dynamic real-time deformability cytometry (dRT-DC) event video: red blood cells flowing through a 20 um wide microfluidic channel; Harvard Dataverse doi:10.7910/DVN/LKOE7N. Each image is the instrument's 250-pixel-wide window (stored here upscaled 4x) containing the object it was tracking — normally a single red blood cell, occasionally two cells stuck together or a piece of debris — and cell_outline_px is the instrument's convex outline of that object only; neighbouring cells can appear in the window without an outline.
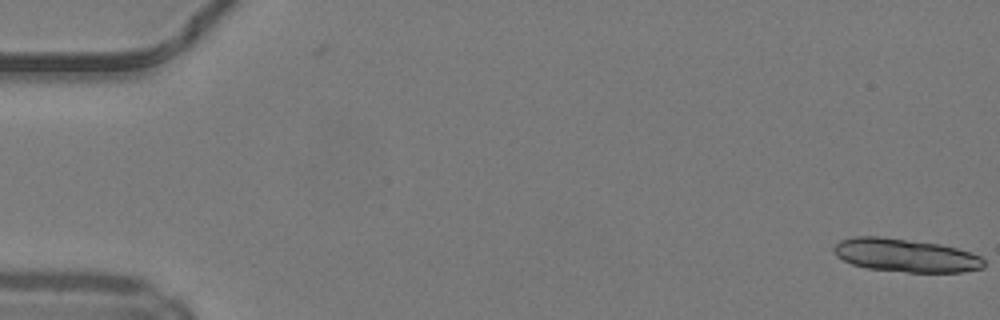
{"species": "common noctule bat (a hibernating species)", "species_latin": "Nyctalus noctula", "temperature_condition": "warm", "stored_images_in_passage": 2, "camera_frame_rate_fps": 3000, "um_per_image_px": 0.085, "animal": {"sex": "male", "body_mass_g": 19.2, "forearm_length_mm": 51.8}, "frame": {"image": 1, "passage_image": 2, "time_ms": 0.333, "image_size_px": [1000, 320], "cell_outline_px": [[984, 268], [964, 272], [908, 272], [868, 268], [852, 264], [836, 256], [832, 248], [840, 240], [856, 236], [880, 236], [940, 244], [956, 248], [980, 256], [984, 260]], "centroid_in_image_um": [76.96, 21.7], "position_along_channel_um": 8.0, "area_um2": 29.02}}